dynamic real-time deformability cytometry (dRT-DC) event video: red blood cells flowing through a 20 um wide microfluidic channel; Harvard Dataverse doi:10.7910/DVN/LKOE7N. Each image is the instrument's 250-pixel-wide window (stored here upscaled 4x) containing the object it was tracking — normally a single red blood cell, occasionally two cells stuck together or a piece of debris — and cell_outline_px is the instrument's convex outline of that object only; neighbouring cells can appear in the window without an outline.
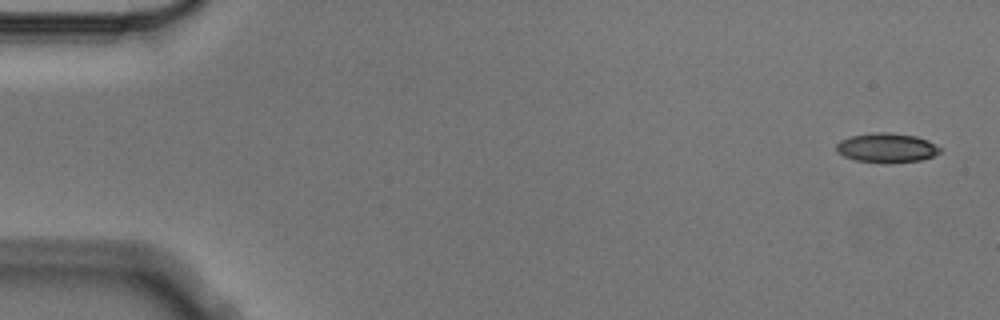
{"species": "Egyptian fruit bat (a non-hibernating species)", "species_latin": "Rousettus aegyptiacus", "temperature_condition": "cold", "stored_images_in_passage": 4, "camera_frame_rate_fps": 3000, "um_per_image_px": 0.085, "animal": {"sex": "male"}, "frame": {"image": 1, "passage_image": 1, "time_ms": 0.0, "image_size_px": [1000, 320], "cell_outline_px": [[940, 152], [932, 156], [920, 160], [856, 160], [844, 156], [836, 152], [836, 144], [840, 140], [852, 136], [876, 132], [888, 132], [916, 136], [928, 140], [940, 148]], "centroid_in_image_um": [75.34, 12.51], "position_along_channel_um": 9.7, "area_um2": 16.88}}
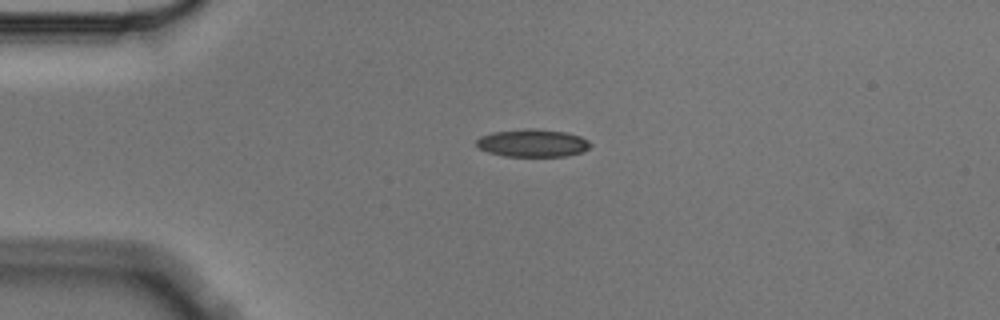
{"frame": {"image": 2, "passage_image": 4, "time_ms": 1.0, "image_size_px": [1000, 320], "cell_outline_px": [[592, 144], [584, 152], [568, 156], [504, 156], [488, 152], [480, 148], [476, 144], [476, 140], [480, 136], [492, 132], [528, 128], [532, 128], [564, 132], [580, 136], [588, 140]], "centroid_in_image_um": [45.28, 12.16], "position_along_channel_um": 39.7, "area_um2": 18.44}}